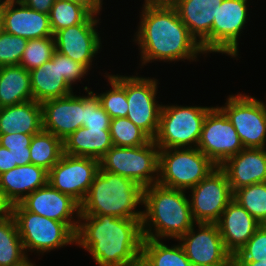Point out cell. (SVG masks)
Here are the masks:
<instances>
[{"label": "cell", "mask_w": 266, "mask_h": 266, "mask_svg": "<svg viewBox=\"0 0 266 266\" xmlns=\"http://www.w3.org/2000/svg\"><path fill=\"white\" fill-rule=\"evenodd\" d=\"M78 3L87 8L92 14L99 15L103 0H68Z\"/></svg>", "instance_id": "ee69618b"}, {"label": "cell", "mask_w": 266, "mask_h": 266, "mask_svg": "<svg viewBox=\"0 0 266 266\" xmlns=\"http://www.w3.org/2000/svg\"><path fill=\"white\" fill-rule=\"evenodd\" d=\"M236 266H266V257L262 261L257 262H233Z\"/></svg>", "instance_id": "f6af8a7d"}, {"label": "cell", "mask_w": 266, "mask_h": 266, "mask_svg": "<svg viewBox=\"0 0 266 266\" xmlns=\"http://www.w3.org/2000/svg\"><path fill=\"white\" fill-rule=\"evenodd\" d=\"M248 0H223L210 31V53L238 56V36L248 19Z\"/></svg>", "instance_id": "9a60e30c"}, {"label": "cell", "mask_w": 266, "mask_h": 266, "mask_svg": "<svg viewBox=\"0 0 266 266\" xmlns=\"http://www.w3.org/2000/svg\"><path fill=\"white\" fill-rule=\"evenodd\" d=\"M223 0H173L181 21L198 41L202 50L210 53V31L218 7Z\"/></svg>", "instance_id": "44dd1931"}, {"label": "cell", "mask_w": 266, "mask_h": 266, "mask_svg": "<svg viewBox=\"0 0 266 266\" xmlns=\"http://www.w3.org/2000/svg\"><path fill=\"white\" fill-rule=\"evenodd\" d=\"M64 154L100 160L113 146L109 128H78L63 141Z\"/></svg>", "instance_id": "484cf974"}, {"label": "cell", "mask_w": 266, "mask_h": 266, "mask_svg": "<svg viewBox=\"0 0 266 266\" xmlns=\"http://www.w3.org/2000/svg\"><path fill=\"white\" fill-rule=\"evenodd\" d=\"M8 210L15 218L25 253H45L76 243L75 232L64 222L27 211L20 203Z\"/></svg>", "instance_id": "8992f818"}, {"label": "cell", "mask_w": 266, "mask_h": 266, "mask_svg": "<svg viewBox=\"0 0 266 266\" xmlns=\"http://www.w3.org/2000/svg\"><path fill=\"white\" fill-rule=\"evenodd\" d=\"M266 257V225H261L233 256V262H257Z\"/></svg>", "instance_id": "8d00e7d4"}, {"label": "cell", "mask_w": 266, "mask_h": 266, "mask_svg": "<svg viewBox=\"0 0 266 266\" xmlns=\"http://www.w3.org/2000/svg\"><path fill=\"white\" fill-rule=\"evenodd\" d=\"M84 90L88 92V95L83 96V126L86 128H109L111 117L101 107L97 93L89 91L87 86L84 87Z\"/></svg>", "instance_id": "d590c367"}, {"label": "cell", "mask_w": 266, "mask_h": 266, "mask_svg": "<svg viewBox=\"0 0 266 266\" xmlns=\"http://www.w3.org/2000/svg\"><path fill=\"white\" fill-rule=\"evenodd\" d=\"M109 131L113 146L137 147L146 145L152 140L127 117L111 119Z\"/></svg>", "instance_id": "836d02e7"}, {"label": "cell", "mask_w": 266, "mask_h": 266, "mask_svg": "<svg viewBox=\"0 0 266 266\" xmlns=\"http://www.w3.org/2000/svg\"><path fill=\"white\" fill-rule=\"evenodd\" d=\"M28 260L13 215L0 216V266H20Z\"/></svg>", "instance_id": "83f0119b"}, {"label": "cell", "mask_w": 266, "mask_h": 266, "mask_svg": "<svg viewBox=\"0 0 266 266\" xmlns=\"http://www.w3.org/2000/svg\"><path fill=\"white\" fill-rule=\"evenodd\" d=\"M17 165L13 164V157L11 151L0 145V174L15 168Z\"/></svg>", "instance_id": "b9f144b4"}, {"label": "cell", "mask_w": 266, "mask_h": 266, "mask_svg": "<svg viewBox=\"0 0 266 266\" xmlns=\"http://www.w3.org/2000/svg\"><path fill=\"white\" fill-rule=\"evenodd\" d=\"M225 248L234 256L253 236L261 224L235 200H232L216 222Z\"/></svg>", "instance_id": "603a6c76"}, {"label": "cell", "mask_w": 266, "mask_h": 266, "mask_svg": "<svg viewBox=\"0 0 266 266\" xmlns=\"http://www.w3.org/2000/svg\"><path fill=\"white\" fill-rule=\"evenodd\" d=\"M157 79L126 76L127 118L152 140L158 128L162 104L156 102Z\"/></svg>", "instance_id": "4fadbf2b"}, {"label": "cell", "mask_w": 266, "mask_h": 266, "mask_svg": "<svg viewBox=\"0 0 266 266\" xmlns=\"http://www.w3.org/2000/svg\"><path fill=\"white\" fill-rule=\"evenodd\" d=\"M22 4L26 5L27 7L41 12L48 14L51 11V7L53 6L55 0H18Z\"/></svg>", "instance_id": "60d3db41"}, {"label": "cell", "mask_w": 266, "mask_h": 266, "mask_svg": "<svg viewBox=\"0 0 266 266\" xmlns=\"http://www.w3.org/2000/svg\"><path fill=\"white\" fill-rule=\"evenodd\" d=\"M233 200L246 209L261 225H266V182L235 190Z\"/></svg>", "instance_id": "d6a6232c"}, {"label": "cell", "mask_w": 266, "mask_h": 266, "mask_svg": "<svg viewBox=\"0 0 266 266\" xmlns=\"http://www.w3.org/2000/svg\"><path fill=\"white\" fill-rule=\"evenodd\" d=\"M99 169L98 159L63 154L48 172V183L81 204Z\"/></svg>", "instance_id": "8fae6325"}, {"label": "cell", "mask_w": 266, "mask_h": 266, "mask_svg": "<svg viewBox=\"0 0 266 266\" xmlns=\"http://www.w3.org/2000/svg\"><path fill=\"white\" fill-rule=\"evenodd\" d=\"M59 69L65 81L72 87L75 82H79L89 72L88 68L71 58L59 53Z\"/></svg>", "instance_id": "f35d334b"}, {"label": "cell", "mask_w": 266, "mask_h": 266, "mask_svg": "<svg viewBox=\"0 0 266 266\" xmlns=\"http://www.w3.org/2000/svg\"><path fill=\"white\" fill-rule=\"evenodd\" d=\"M48 183V171L34 164L16 166L0 174V201L9 209Z\"/></svg>", "instance_id": "ffe728a7"}, {"label": "cell", "mask_w": 266, "mask_h": 266, "mask_svg": "<svg viewBox=\"0 0 266 266\" xmlns=\"http://www.w3.org/2000/svg\"><path fill=\"white\" fill-rule=\"evenodd\" d=\"M266 148H244L220 167L225 171L232 192L266 182Z\"/></svg>", "instance_id": "7402d4cb"}, {"label": "cell", "mask_w": 266, "mask_h": 266, "mask_svg": "<svg viewBox=\"0 0 266 266\" xmlns=\"http://www.w3.org/2000/svg\"><path fill=\"white\" fill-rule=\"evenodd\" d=\"M2 31H3V27H2L1 20H0V35H1Z\"/></svg>", "instance_id": "681fc988"}, {"label": "cell", "mask_w": 266, "mask_h": 266, "mask_svg": "<svg viewBox=\"0 0 266 266\" xmlns=\"http://www.w3.org/2000/svg\"><path fill=\"white\" fill-rule=\"evenodd\" d=\"M190 263L180 243L168 247L160 240L143 239L140 266H188Z\"/></svg>", "instance_id": "f1b7e54d"}, {"label": "cell", "mask_w": 266, "mask_h": 266, "mask_svg": "<svg viewBox=\"0 0 266 266\" xmlns=\"http://www.w3.org/2000/svg\"><path fill=\"white\" fill-rule=\"evenodd\" d=\"M143 191L144 188L134 180L100 168L80 204V214L112 215L142 221L143 211L135 209L143 204Z\"/></svg>", "instance_id": "277c9868"}, {"label": "cell", "mask_w": 266, "mask_h": 266, "mask_svg": "<svg viewBox=\"0 0 266 266\" xmlns=\"http://www.w3.org/2000/svg\"><path fill=\"white\" fill-rule=\"evenodd\" d=\"M10 151L13 157V164H16L17 166H24L31 163L29 147Z\"/></svg>", "instance_id": "7bdbcfd3"}, {"label": "cell", "mask_w": 266, "mask_h": 266, "mask_svg": "<svg viewBox=\"0 0 266 266\" xmlns=\"http://www.w3.org/2000/svg\"><path fill=\"white\" fill-rule=\"evenodd\" d=\"M134 41L140 47L142 65L152 61H196L204 54L171 3H144Z\"/></svg>", "instance_id": "7a4b0ae2"}, {"label": "cell", "mask_w": 266, "mask_h": 266, "mask_svg": "<svg viewBox=\"0 0 266 266\" xmlns=\"http://www.w3.org/2000/svg\"><path fill=\"white\" fill-rule=\"evenodd\" d=\"M41 130V103L30 100L0 108V134H37Z\"/></svg>", "instance_id": "d4e9b609"}, {"label": "cell", "mask_w": 266, "mask_h": 266, "mask_svg": "<svg viewBox=\"0 0 266 266\" xmlns=\"http://www.w3.org/2000/svg\"><path fill=\"white\" fill-rule=\"evenodd\" d=\"M159 150L154 140L137 147L112 146L99 160L100 168L130 178L145 188L158 183Z\"/></svg>", "instance_id": "ba28073f"}, {"label": "cell", "mask_w": 266, "mask_h": 266, "mask_svg": "<svg viewBox=\"0 0 266 266\" xmlns=\"http://www.w3.org/2000/svg\"><path fill=\"white\" fill-rule=\"evenodd\" d=\"M55 51L54 36L28 40L19 65L30 71L49 61Z\"/></svg>", "instance_id": "e575fe53"}, {"label": "cell", "mask_w": 266, "mask_h": 266, "mask_svg": "<svg viewBox=\"0 0 266 266\" xmlns=\"http://www.w3.org/2000/svg\"><path fill=\"white\" fill-rule=\"evenodd\" d=\"M216 167L197 147L160 149L158 184L186 191Z\"/></svg>", "instance_id": "52a82bcc"}, {"label": "cell", "mask_w": 266, "mask_h": 266, "mask_svg": "<svg viewBox=\"0 0 266 266\" xmlns=\"http://www.w3.org/2000/svg\"><path fill=\"white\" fill-rule=\"evenodd\" d=\"M20 266H36V265L34 263H32L31 261H29V259H28L25 263H23Z\"/></svg>", "instance_id": "c3c4849f"}, {"label": "cell", "mask_w": 266, "mask_h": 266, "mask_svg": "<svg viewBox=\"0 0 266 266\" xmlns=\"http://www.w3.org/2000/svg\"><path fill=\"white\" fill-rule=\"evenodd\" d=\"M212 108L162 105L155 144L159 149L196 148L205 117Z\"/></svg>", "instance_id": "5b68a950"}, {"label": "cell", "mask_w": 266, "mask_h": 266, "mask_svg": "<svg viewBox=\"0 0 266 266\" xmlns=\"http://www.w3.org/2000/svg\"><path fill=\"white\" fill-rule=\"evenodd\" d=\"M42 130L64 141L83 126V95L71 94L41 103Z\"/></svg>", "instance_id": "e0dca14e"}, {"label": "cell", "mask_w": 266, "mask_h": 266, "mask_svg": "<svg viewBox=\"0 0 266 266\" xmlns=\"http://www.w3.org/2000/svg\"><path fill=\"white\" fill-rule=\"evenodd\" d=\"M188 266H198V265L190 263Z\"/></svg>", "instance_id": "f907efd6"}, {"label": "cell", "mask_w": 266, "mask_h": 266, "mask_svg": "<svg viewBox=\"0 0 266 266\" xmlns=\"http://www.w3.org/2000/svg\"><path fill=\"white\" fill-rule=\"evenodd\" d=\"M16 4L19 7L15 8ZM0 20L3 31L27 40L54 36L49 15L35 11L18 0H2Z\"/></svg>", "instance_id": "ac0fdd59"}, {"label": "cell", "mask_w": 266, "mask_h": 266, "mask_svg": "<svg viewBox=\"0 0 266 266\" xmlns=\"http://www.w3.org/2000/svg\"><path fill=\"white\" fill-rule=\"evenodd\" d=\"M27 39L2 31L0 35V67L19 65Z\"/></svg>", "instance_id": "74e56055"}, {"label": "cell", "mask_w": 266, "mask_h": 266, "mask_svg": "<svg viewBox=\"0 0 266 266\" xmlns=\"http://www.w3.org/2000/svg\"><path fill=\"white\" fill-rule=\"evenodd\" d=\"M8 209L0 201V216L4 214Z\"/></svg>", "instance_id": "7dc6e473"}, {"label": "cell", "mask_w": 266, "mask_h": 266, "mask_svg": "<svg viewBox=\"0 0 266 266\" xmlns=\"http://www.w3.org/2000/svg\"><path fill=\"white\" fill-rule=\"evenodd\" d=\"M173 0H144L145 3H171Z\"/></svg>", "instance_id": "bcb514c9"}, {"label": "cell", "mask_w": 266, "mask_h": 266, "mask_svg": "<svg viewBox=\"0 0 266 266\" xmlns=\"http://www.w3.org/2000/svg\"><path fill=\"white\" fill-rule=\"evenodd\" d=\"M96 17L97 15L92 14L85 22L61 29L54 34L56 51L85 65L89 70L101 48V37L96 29L99 19Z\"/></svg>", "instance_id": "2e32d148"}, {"label": "cell", "mask_w": 266, "mask_h": 266, "mask_svg": "<svg viewBox=\"0 0 266 266\" xmlns=\"http://www.w3.org/2000/svg\"><path fill=\"white\" fill-rule=\"evenodd\" d=\"M189 190L192 191L191 213L196 223H216L233 200L228 177L220 166Z\"/></svg>", "instance_id": "30bf717a"}, {"label": "cell", "mask_w": 266, "mask_h": 266, "mask_svg": "<svg viewBox=\"0 0 266 266\" xmlns=\"http://www.w3.org/2000/svg\"><path fill=\"white\" fill-rule=\"evenodd\" d=\"M77 219L75 244L87 250L98 266H140L141 220L103 214H80Z\"/></svg>", "instance_id": "6da1fadb"}, {"label": "cell", "mask_w": 266, "mask_h": 266, "mask_svg": "<svg viewBox=\"0 0 266 266\" xmlns=\"http://www.w3.org/2000/svg\"><path fill=\"white\" fill-rule=\"evenodd\" d=\"M33 100L42 103L67 96L73 92L59 69V52L41 66L29 71Z\"/></svg>", "instance_id": "cb8c5ba5"}, {"label": "cell", "mask_w": 266, "mask_h": 266, "mask_svg": "<svg viewBox=\"0 0 266 266\" xmlns=\"http://www.w3.org/2000/svg\"><path fill=\"white\" fill-rule=\"evenodd\" d=\"M34 134L11 133L0 134V145L8 150L25 149L29 147Z\"/></svg>", "instance_id": "ab89813d"}, {"label": "cell", "mask_w": 266, "mask_h": 266, "mask_svg": "<svg viewBox=\"0 0 266 266\" xmlns=\"http://www.w3.org/2000/svg\"><path fill=\"white\" fill-rule=\"evenodd\" d=\"M234 126L244 148H265L266 104L246 94L229 95L219 107Z\"/></svg>", "instance_id": "9c48e42d"}, {"label": "cell", "mask_w": 266, "mask_h": 266, "mask_svg": "<svg viewBox=\"0 0 266 266\" xmlns=\"http://www.w3.org/2000/svg\"><path fill=\"white\" fill-rule=\"evenodd\" d=\"M31 164L48 172L64 154L63 141L54 134L41 130L34 134L29 146Z\"/></svg>", "instance_id": "f546056e"}, {"label": "cell", "mask_w": 266, "mask_h": 266, "mask_svg": "<svg viewBox=\"0 0 266 266\" xmlns=\"http://www.w3.org/2000/svg\"><path fill=\"white\" fill-rule=\"evenodd\" d=\"M92 13L84 6L68 0H55L49 13L53 34L57 31L85 22Z\"/></svg>", "instance_id": "4dcf8cb0"}, {"label": "cell", "mask_w": 266, "mask_h": 266, "mask_svg": "<svg viewBox=\"0 0 266 266\" xmlns=\"http://www.w3.org/2000/svg\"><path fill=\"white\" fill-rule=\"evenodd\" d=\"M20 204L27 210L49 219L66 223L75 233L80 204L71 196L54 189L49 183L29 194ZM73 215V216H72Z\"/></svg>", "instance_id": "d6986e66"}, {"label": "cell", "mask_w": 266, "mask_h": 266, "mask_svg": "<svg viewBox=\"0 0 266 266\" xmlns=\"http://www.w3.org/2000/svg\"><path fill=\"white\" fill-rule=\"evenodd\" d=\"M110 90L98 94L101 107L108 113L111 119L127 117L128 103L126 98V76L106 74Z\"/></svg>", "instance_id": "1f68e13d"}, {"label": "cell", "mask_w": 266, "mask_h": 266, "mask_svg": "<svg viewBox=\"0 0 266 266\" xmlns=\"http://www.w3.org/2000/svg\"><path fill=\"white\" fill-rule=\"evenodd\" d=\"M197 148L216 166L244 149L234 126L219 106L207 113Z\"/></svg>", "instance_id": "7c38bea8"}, {"label": "cell", "mask_w": 266, "mask_h": 266, "mask_svg": "<svg viewBox=\"0 0 266 266\" xmlns=\"http://www.w3.org/2000/svg\"><path fill=\"white\" fill-rule=\"evenodd\" d=\"M182 235L181 242L188 260L198 266H231L232 254L225 248L216 223H197Z\"/></svg>", "instance_id": "5bb4252c"}, {"label": "cell", "mask_w": 266, "mask_h": 266, "mask_svg": "<svg viewBox=\"0 0 266 266\" xmlns=\"http://www.w3.org/2000/svg\"><path fill=\"white\" fill-rule=\"evenodd\" d=\"M185 192L158 183L144 188L145 210L141 221L144 238L178 240L197 224L192 217L189 198Z\"/></svg>", "instance_id": "3957f363"}, {"label": "cell", "mask_w": 266, "mask_h": 266, "mask_svg": "<svg viewBox=\"0 0 266 266\" xmlns=\"http://www.w3.org/2000/svg\"><path fill=\"white\" fill-rule=\"evenodd\" d=\"M33 100L30 73L21 65L0 67V107Z\"/></svg>", "instance_id": "4316f807"}]
</instances>
